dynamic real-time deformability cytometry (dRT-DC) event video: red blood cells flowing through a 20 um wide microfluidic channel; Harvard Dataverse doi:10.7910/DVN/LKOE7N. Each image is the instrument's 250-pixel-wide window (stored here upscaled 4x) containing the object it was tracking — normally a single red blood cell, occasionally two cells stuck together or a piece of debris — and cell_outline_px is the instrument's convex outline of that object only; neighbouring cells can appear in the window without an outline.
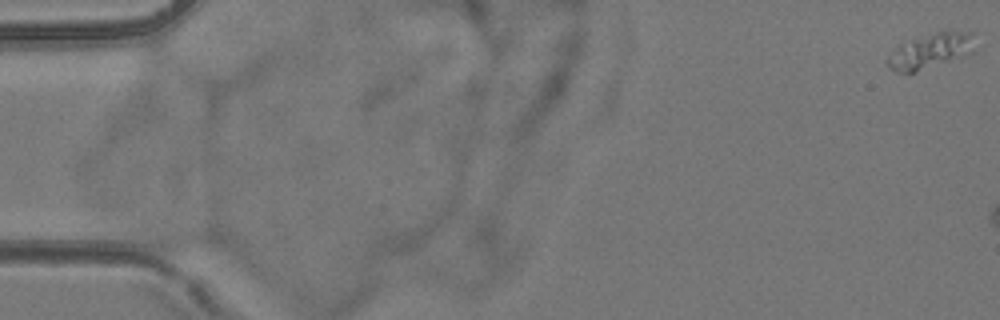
{"species": "common noctule bat (a hibernating species)", "species_latin": "Nyctalus noctula", "temperature_condition": "room temperature", "stored_images_in_passage": 5, "camera_frame_rate_fps": 3000, "um_per_image_px": 0.085, "animal": {"sex": "female", "body_mass_g": 24.6, "forearm_length_mm": 56.2}, "frame": {"image": 1, "passage_image": 1, "time_ms": 0.0, "image_size_px": [1000, 320], "cell_outline_px": [[976, 52], [916, 72], [896, 72], [888, 68], [888, 56], [900, 44], [944, 28], [972, 32]], "centroid_in_image_um": [79.17, 4.29], "position_along_channel_um": 5.8, "area_um2": 18.26}}